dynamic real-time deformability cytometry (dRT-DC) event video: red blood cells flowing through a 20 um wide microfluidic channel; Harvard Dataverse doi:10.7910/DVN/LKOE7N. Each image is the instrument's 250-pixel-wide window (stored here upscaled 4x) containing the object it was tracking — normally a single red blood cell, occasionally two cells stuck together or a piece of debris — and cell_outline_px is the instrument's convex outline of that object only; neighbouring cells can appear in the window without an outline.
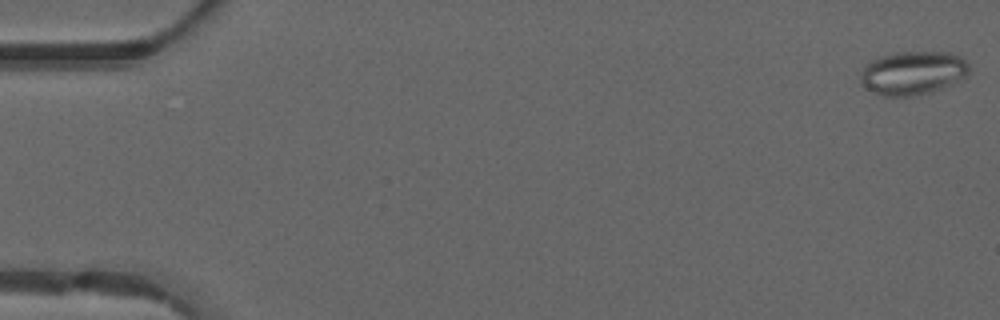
{"species": "common noctule bat (a hibernating species)", "species_latin": "Nyctalus noctula", "temperature_condition": "warm", "stored_images_in_passage": 11, "camera_frame_rate_fps": 3000, "um_per_image_px": 0.085, "animal": {"sex": "male", "forearm_length_mm": 52.5}, "frame": {"image": 1, "passage_image": 1, "time_ms": 0.0, "image_size_px": [1000, 320], "cell_outline_px": [[968, 72], [960, 80], [932, 92], [912, 96], [884, 96], [860, 84], [860, 76], [864, 68], [872, 60], [880, 56], [896, 52], [948, 52], [960, 56], [968, 64]], "centroid_in_image_um": [77.59, 6.19], "position_along_channel_um": 7.4, "area_um2": 27.34}}